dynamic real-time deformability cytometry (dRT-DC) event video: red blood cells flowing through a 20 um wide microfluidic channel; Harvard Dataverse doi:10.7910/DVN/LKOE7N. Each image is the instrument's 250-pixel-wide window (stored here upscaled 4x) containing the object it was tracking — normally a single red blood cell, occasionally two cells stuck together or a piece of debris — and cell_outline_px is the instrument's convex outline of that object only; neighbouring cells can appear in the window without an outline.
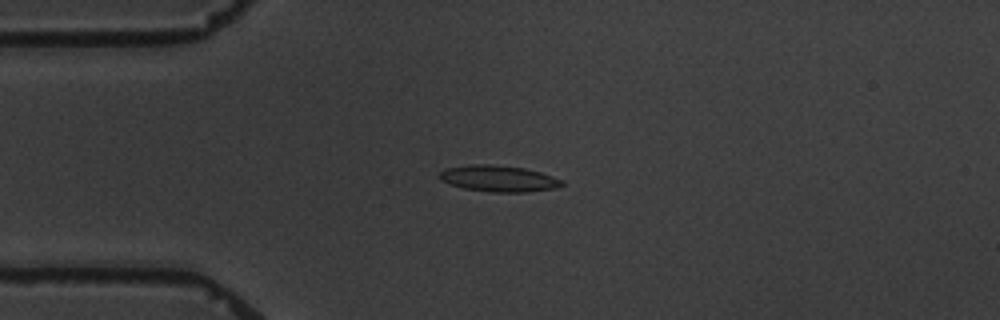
{"species": "common noctule bat (a hibernating species)", "species_latin": "Nyctalus noctula", "temperature_condition": "warm", "stored_images_in_passage": 6, "camera_frame_rate_fps": 3000, "um_per_image_px": 0.085, "animal": {"sex": "male", "body_mass_g": 19.5, "forearm_length_mm": 54.6}, "frame": {"image": 1, "passage_image": 4, "time_ms": 3.333, "image_size_px": [1000, 320], "cell_outline_px": [[564, 184], [556, 188], [528, 192], [492, 192], [464, 188], [448, 184], [440, 180], [440, 172], [444, 168], [468, 164], [492, 164], [524, 168], [540, 172], [564, 180]], "centroid_in_image_um": [42.37, 15.17], "position_along_channel_um": 42.6, "area_um2": 18.9}}